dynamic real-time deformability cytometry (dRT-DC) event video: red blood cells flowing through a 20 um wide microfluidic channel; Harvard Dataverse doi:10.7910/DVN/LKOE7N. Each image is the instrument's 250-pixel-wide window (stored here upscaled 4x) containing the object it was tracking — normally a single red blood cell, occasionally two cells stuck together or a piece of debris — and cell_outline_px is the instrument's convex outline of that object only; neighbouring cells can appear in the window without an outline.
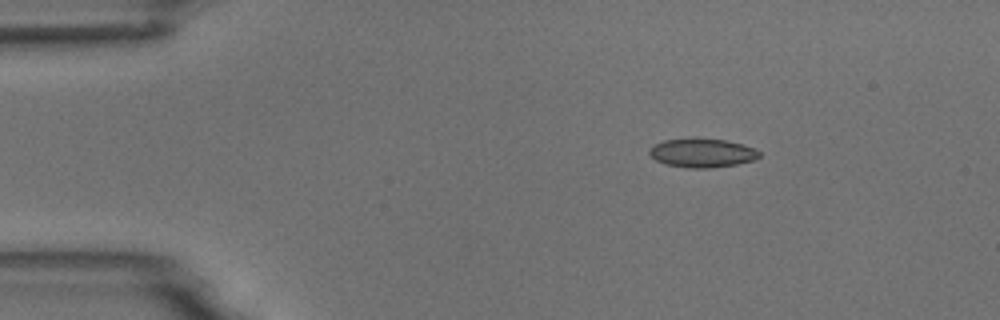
{"species": "common noctule bat (a hibernating species)", "species_latin": "Nyctalus noctula", "temperature_condition": "room temperature", "stored_images_in_passage": 3, "camera_frame_rate_fps": 3000, "um_per_image_px": 0.085, "animal": {"sex": "male", "body_mass_g": 18.8}, "frame": {"image": 1, "passage_image": 1, "time_ms": 0.0, "image_size_px": [1000, 320], "cell_outline_px": [[760, 156], [756, 160], [736, 164], [708, 168], [688, 168], [664, 164], [656, 160], [648, 152], [652, 144], [664, 140], [728, 140], [744, 144], [756, 148], [760, 152]], "centroid_in_image_um": [59.72, 13.02], "position_along_channel_um": 25.3, "area_um2": 18.26}}